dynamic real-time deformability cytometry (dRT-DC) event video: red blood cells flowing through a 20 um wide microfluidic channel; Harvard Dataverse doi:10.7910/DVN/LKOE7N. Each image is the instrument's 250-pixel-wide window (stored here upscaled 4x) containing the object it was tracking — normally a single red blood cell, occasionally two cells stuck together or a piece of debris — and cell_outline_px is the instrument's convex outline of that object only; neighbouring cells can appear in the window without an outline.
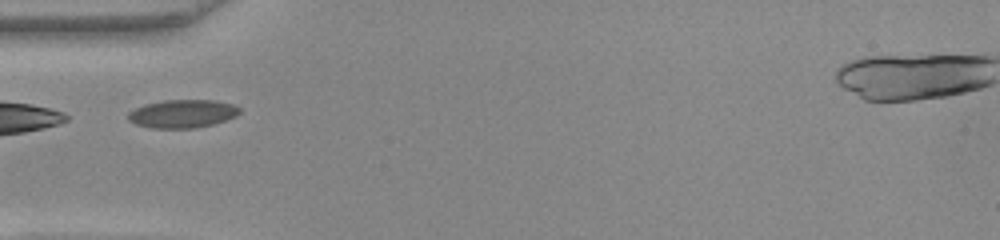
{"species": "common noctule bat (a hibernating species)", "species_latin": "Nyctalus noctula", "temperature_condition": "warm", "stored_images_in_passage": 36, "camera_frame_rate_fps": 3000, "um_per_image_px": 0.085, "animal": {"sex": "female", "body_mass_g": 22.0, "forearm_length_mm": 56.7}, "frame": {"image": 1, "passage_image": 1, "time_ms": 0.0, "image_size_px": [1000, 240], "cell_outline_px": [[240, 112], [236, 116], [212, 124], [196, 128], [152, 128], [136, 124], [128, 120], [128, 112], [144, 104], [164, 100], [216, 100], [232, 104], [240, 108]], "centroid_in_image_um": [15.5, 9.66], "position_along_channel_um": 69.5, "area_um2": 18.26}, "authors_computed_cell_mechanics": {"area_um2": 18.3226, "velocity_mm_per_s": 3.8174, "shape_relaxation_time_tau1_ms": 3.9224, "shape_relaxation_time_tau2_ms": null, "deformation_change_tau1": 0.0991, "deformation_change_tau2": null}}